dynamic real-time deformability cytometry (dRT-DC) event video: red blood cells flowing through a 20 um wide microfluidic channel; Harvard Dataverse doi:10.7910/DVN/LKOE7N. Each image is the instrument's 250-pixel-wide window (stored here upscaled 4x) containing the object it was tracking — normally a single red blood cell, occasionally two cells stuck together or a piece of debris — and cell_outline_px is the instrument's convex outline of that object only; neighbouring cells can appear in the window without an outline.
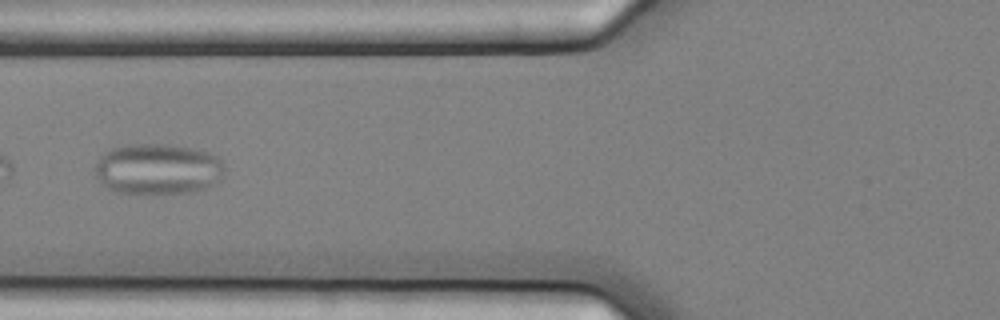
{"species": "common noctule bat (a hibernating species)", "species_latin": "Nyctalus noctula", "temperature_condition": "cold", "stored_images_in_passage": 7, "camera_frame_rate_fps": 3000, "um_per_image_px": 0.085, "animal": {"sex": "female", "body_mass_g": 25.1}, "frame": {"image": 1, "passage_image": 7, "time_ms": 2.0, "image_size_px": [1000, 320], "cell_outline_px": [[224, 172], [220, 180], [216, 184], [208, 188], [192, 192], [112, 192], [96, 176], [96, 164], [100, 156], [104, 152], [112, 148], [128, 144], [164, 144], [188, 148], [208, 152], [216, 156], [220, 160], [224, 168]], "centroid_in_image_um": [13.43, 14.36], "position_along_channel_um": 112.4, "area_um2": 38.03}}